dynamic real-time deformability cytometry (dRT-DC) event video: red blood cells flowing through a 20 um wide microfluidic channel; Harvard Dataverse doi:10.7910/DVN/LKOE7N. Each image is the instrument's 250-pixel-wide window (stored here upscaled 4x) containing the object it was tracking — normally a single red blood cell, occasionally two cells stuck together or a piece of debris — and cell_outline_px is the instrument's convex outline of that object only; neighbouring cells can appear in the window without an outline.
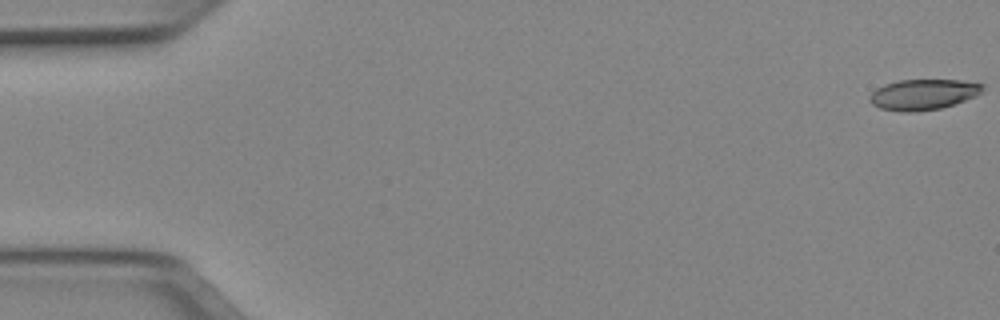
{"species": "Egyptian fruit bat (a non-hibernating species)", "species_latin": "Rousettus aegyptiacus", "temperature_condition": "cold", "stored_images_in_passage": 51, "camera_frame_rate_fps": 3000, "um_per_image_px": 0.085, "animal": {"sex": "female"}, "frame": {"image": 1, "passage_image": 1, "time_ms": 0.0, "image_size_px": [1000, 320], "cell_outline_px": [[984, 88], [976, 96], [940, 108], [916, 112], [900, 112], [880, 108], [872, 104], [868, 100], [868, 96], [876, 88], [884, 84], [900, 80], [960, 80], [984, 84]], "centroid_in_image_um": [78.43, 8.03], "position_along_channel_um": 6.6, "area_um2": 20.17}}
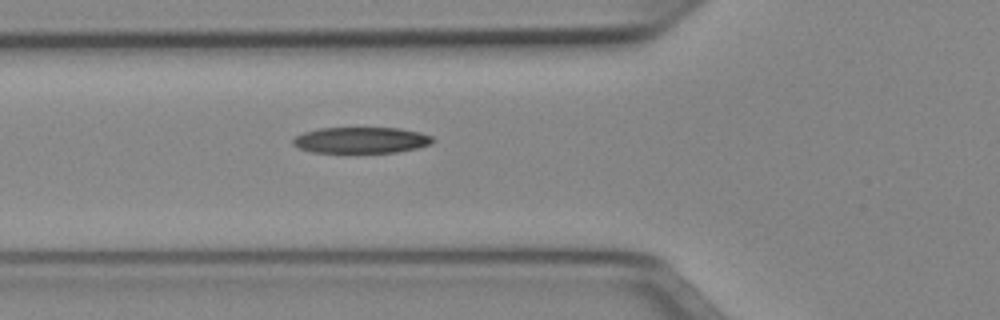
{"frame": {"image": 2, "passage_image": 19, "time_ms": 6.0, "image_size_px": [1000, 320], "cell_outline_px": [[436, 140], [432, 144], [416, 148], [396, 152], [352, 156], [348, 156], [312, 152], [300, 148], [292, 144], [292, 140], [296, 136], [304, 132], [320, 128], [400, 128], [420, 132], [432, 136]], "centroid_in_image_um": [30.68, 11.97], "position_along_channel_um": 95.1, "area_um2": 22.48}}
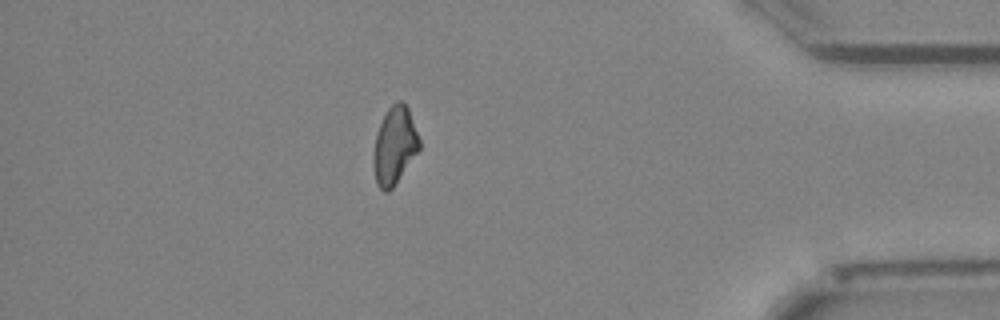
{"frame": {"image": 3, "passage_image": 45, "time_ms": 14.667, "image_size_px": [1000, 320], "cell_outline_px": [[420, 148], [392, 188], [388, 192], [384, 192], [376, 184], [372, 164], [372, 156], [376, 132], [388, 108], [396, 100], [400, 100], [408, 108], [420, 140]], "centroid_in_image_um": [33.5, 12.39], "position_along_channel_um": 401.7, "area_um2": 20.69}}